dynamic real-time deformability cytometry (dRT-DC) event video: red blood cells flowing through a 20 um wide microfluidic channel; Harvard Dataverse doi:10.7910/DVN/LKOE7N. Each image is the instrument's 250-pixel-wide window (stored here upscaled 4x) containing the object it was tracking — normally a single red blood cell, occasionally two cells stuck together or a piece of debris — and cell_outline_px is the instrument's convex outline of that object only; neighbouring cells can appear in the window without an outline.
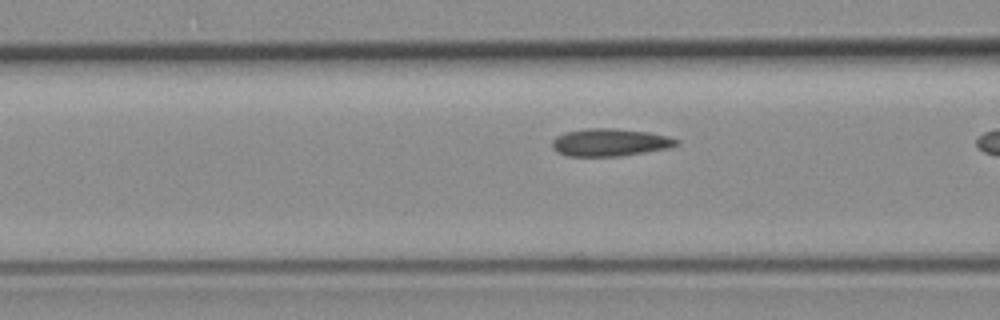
{"species": "common noctule bat (a hibernating species)", "species_latin": "Nyctalus noctula", "temperature_condition": "room temperature", "stored_images_in_passage": 8, "camera_frame_rate_fps": 3000, "um_per_image_px": 0.085, "animal": {"sex": "female", "body_mass_g": 19.3, "forearm_length_mm": 54.1}, "frame": {"image": 1, "passage_image": 7, "time_ms": 2.0, "image_size_px": [1000, 320], "cell_outline_px": [[680, 144], [668, 148], [620, 156], [568, 156], [556, 152], [552, 148], [552, 140], [556, 136], [564, 132], [584, 128], [616, 128], [648, 132], [668, 136], [680, 140]], "centroid_in_image_um": [51.82, 12.09], "position_along_channel_um": 114.8, "area_um2": 20.17}}